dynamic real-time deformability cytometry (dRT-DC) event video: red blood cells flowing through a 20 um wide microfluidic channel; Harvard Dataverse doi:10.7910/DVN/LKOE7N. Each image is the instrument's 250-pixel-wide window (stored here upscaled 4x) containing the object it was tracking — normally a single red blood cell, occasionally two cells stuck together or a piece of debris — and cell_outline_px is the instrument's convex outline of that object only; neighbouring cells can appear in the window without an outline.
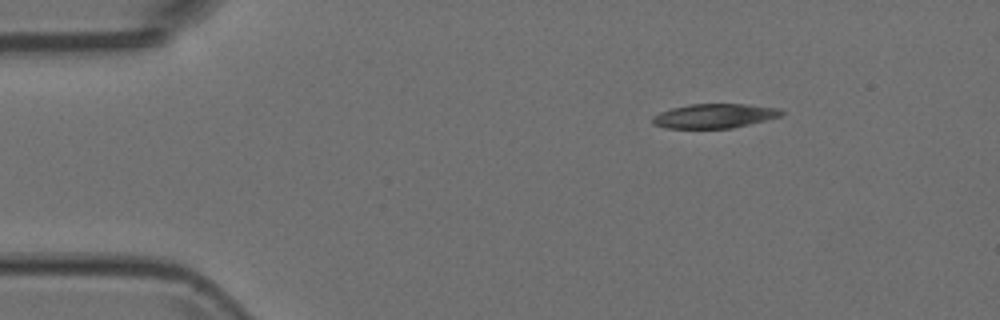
{"species": "Egyptian fruit bat (a non-hibernating species)", "species_latin": "Rousettus aegyptiacus", "temperature_condition": "room temperature", "stored_images_in_passage": 4, "camera_frame_rate_fps": 3000, "um_per_image_px": 0.085, "animal": {"sex": "female"}, "frame": {"image": 1, "passage_image": 1, "time_ms": 0.0, "image_size_px": [1000, 320], "cell_outline_px": [[784, 116], [732, 128], [664, 128], [652, 124], [652, 116], [660, 112], [672, 108], [692, 104], [748, 104], [780, 108], [784, 112]], "centroid_in_image_um": [60.76, 9.85], "position_along_channel_um": 24.2, "area_um2": 18.44}}
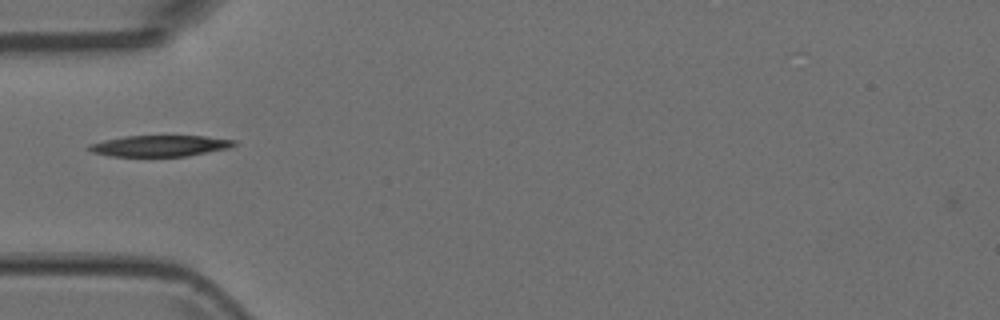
{"frame": {"image": 2, "passage_image": 3, "time_ms": 0.667, "image_size_px": [1000, 320], "cell_outline_px": [[236, 144], [228, 148], [188, 156], [108, 156], [92, 152], [84, 148], [88, 144], [104, 140], [124, 136], [204, 136], [236, 140]], "centroid_in_image_um": [13.53, 12.4], "position_along_channel_um": 71.5, "area_um2": 17.92}}
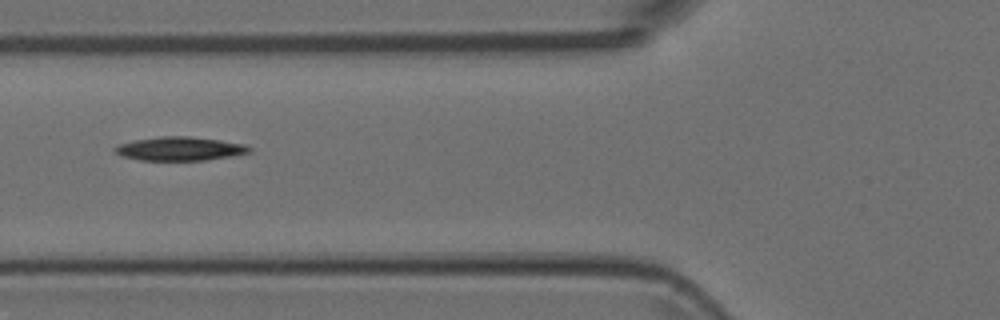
{"frame": {"image": 3, "passage_image": 4, "time_ms": 1.0, "image_size_px": [1000, 320], "cell_outline_px": [[252, 152], [204, 160], [140, 160], [124, 156], [116, 152], [112, 148], [120, 144], [136, 140], [160, 136], [188, 136], [220, 140], [244, 144], [252, 148]], "centroid_in_image_um": [15.3, 12.63], "position_along_channel_um": 110.5, "area_um2": 18.32}}